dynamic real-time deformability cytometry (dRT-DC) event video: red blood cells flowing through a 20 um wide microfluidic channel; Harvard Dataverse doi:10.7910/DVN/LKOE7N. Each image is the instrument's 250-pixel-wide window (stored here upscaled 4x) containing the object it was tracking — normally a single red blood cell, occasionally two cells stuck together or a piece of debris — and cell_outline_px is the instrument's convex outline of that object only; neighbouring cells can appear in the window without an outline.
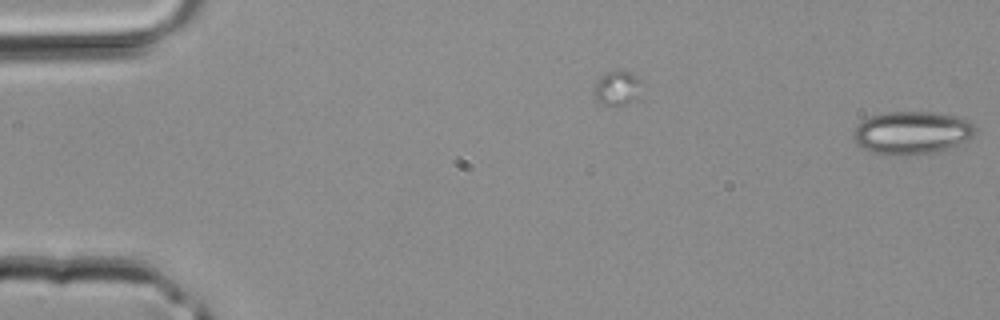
{"species": "common noctule bat (a hibernating species)", "species_latin": "Nyctalus noctula", "temperature_condition": "room temperature", "stored_images_in_passage": 5, "camera_frame_rate_fps": 3000, "um_per_image_px": 0.085, "animal": {"sex": "male", "body_mass_g": 20.4}, "frame": {"image": 1, "passage_image": 5, "time_ms": 1.333, "image_size_px": [1000, 320], "cell_outline_px": [[976, 132], [972, 136], [940, 152], [916, 156], [884, 156], [872, 152], [856, 144], [852, 136], [852, 132], [856, 124], [872, 116], [888, 112], [936, 112], [956, 116], [968, 120], [976, 128]], "centroid_in_image_um": [77.47, 11.31], "position_along_channel_um": 7.5, "area_um2": 30.98}}